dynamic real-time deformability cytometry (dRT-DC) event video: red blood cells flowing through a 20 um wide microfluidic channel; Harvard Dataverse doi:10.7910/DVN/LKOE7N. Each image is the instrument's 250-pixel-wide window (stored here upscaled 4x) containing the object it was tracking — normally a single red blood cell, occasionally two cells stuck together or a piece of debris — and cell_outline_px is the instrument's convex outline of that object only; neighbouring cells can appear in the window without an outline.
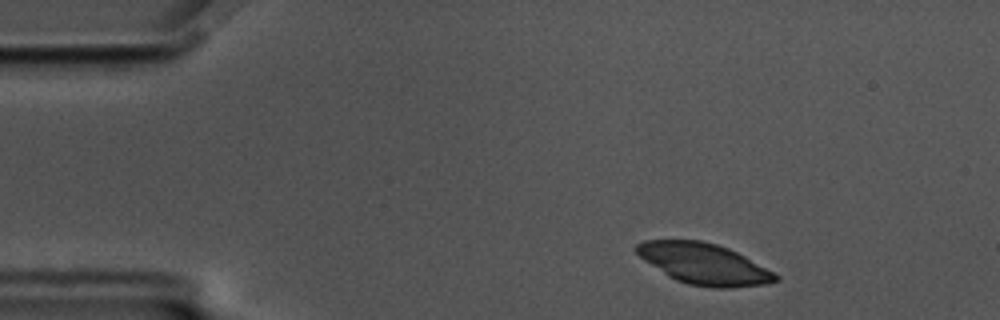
{"species": "common noctule bat (a hibernating species)", "species_latin": "Nyctalus noctula", "temperature_condition": "cold", "stored_images_in_passage": 52, "camera_frame_rate_fps": 3000, "um_per_image_px": 0.085, "animal": {"sex": "male", "body_mass_g": 17.5, "forearm_length_mm": 52.3}, "frame": {"image": 1, "passage_image": 3, "time_ms": 0.667, "image_size_px": [1000, 320], "cell_outline_px": [[780, 280], [768, 284], [732, 288], [712, 288], [688, 284], [676, 280], [668, 276], [644, 260], [636, 252], [636, 244], [644, 240], [700, 240], [716, 244], [728, 248], [744, 256], [780, 276]], "centroid_in_image_um": [59.85, 22.44], "position_along_channel_um": 25.2, "area_um2": 33.12}}